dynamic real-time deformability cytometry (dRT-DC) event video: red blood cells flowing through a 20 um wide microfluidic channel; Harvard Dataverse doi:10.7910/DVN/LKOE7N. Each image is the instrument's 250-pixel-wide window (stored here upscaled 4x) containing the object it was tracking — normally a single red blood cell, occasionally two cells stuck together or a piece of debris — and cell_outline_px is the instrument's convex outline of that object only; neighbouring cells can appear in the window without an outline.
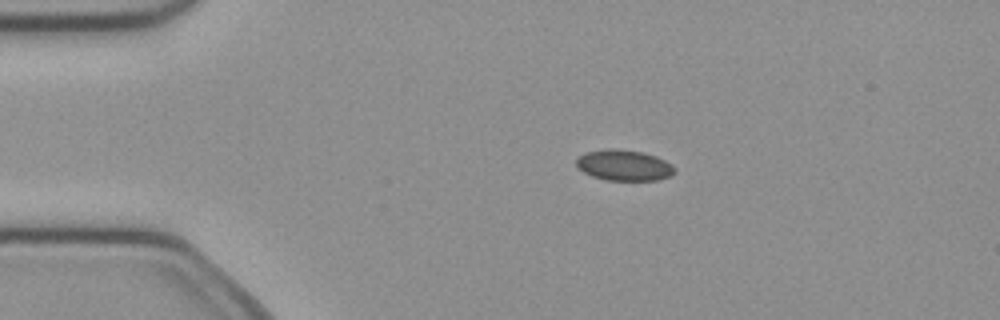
{"species": "common noctule bat (a hibernating species)", "species_latin": "Nyctalus noctula", "temperature_condition": "cold", "stored_images_in_passage": 50, "camera_frame_rate_fps": 3000, "um_per_image_px": 0.085, "animal": {"sex": "female", "body_mass_g": 21.9}, "frame": {"image": 1, "passage_image": 9, "time_ms": 2.667, "image_size_px": [1000, 320], "cell_outline_px": [[676, 172], [668, 176], [656, 180], [604, 180], [592, 176], [584, 172], [576, 164], [576, 160], [584, 152], [608, 148], [616, 148], [644, 152], [656, 156], [672, 164], [676, 168]], "centroid_in_image_um": [53.05, 14.03], "position_along_channel_um": 32.0, "area_um2": 17.74}}
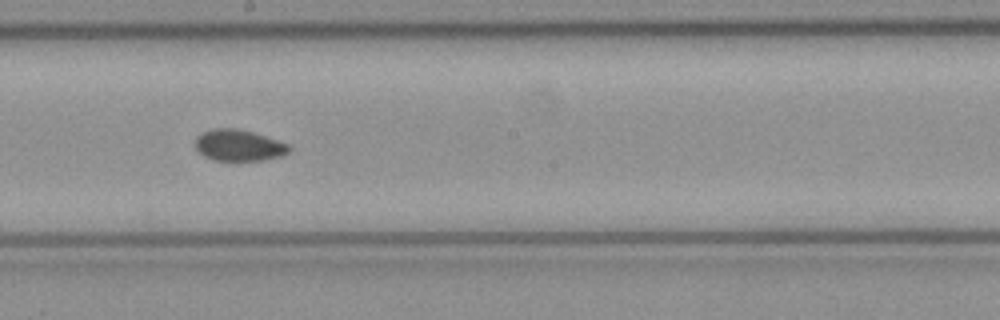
{"frame": {"image": 2, "passage_image": 27, "time_ms": 8.667, "image_size_px": [1000, 320], "cell_outline_px": [[292, 148], [288, 152], [280, 156], [260, 160], [216, 160], [204, 156], [196, 148], [196, 136], [212, 128], [236, 128], [252, 132], [288, 144]], "centroid_in_image_um": [20.28, 12.34], "position_along_channel_um": 227.9, "area_um2": 16.82}}
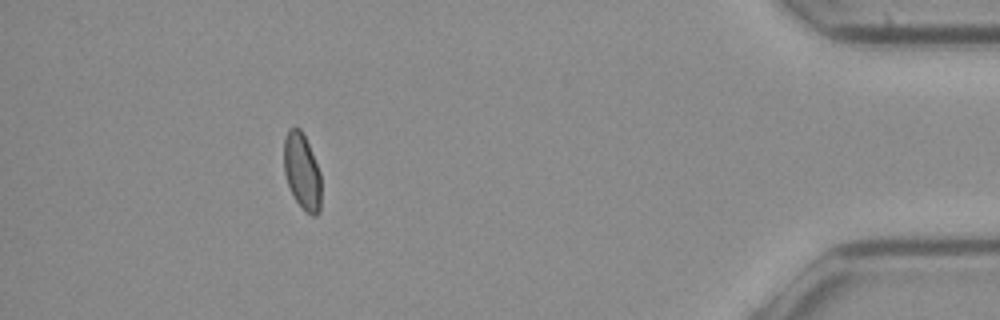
{"frame": {"image": 3, "passage_image": 45, "time_ms": 14.667, "image_size_px": [1000, 320], "cell_outline_px": [[320, 212], [316, 216], [312, 216], [296, 200], [288, 184], [284, 172], [284, 136], [288, 128], [300, 128], [308, 144], [320, 172]], "centroid_in_image_um": [25.66, 14.55], "position_along_channel_um": 409.5, "area_um2": 16.24}, "authors_computed_cell_mechanics": {"area_um2": 17.4845, "velocity_mm_per_s": 4.0239, "shape_relaxation_time_tau1_ms": null, "shape_relaxation_time_tau2_ms": 3.1687, "deformation_change_tau1": null, "deformation_change_tau2": 0.0439}}